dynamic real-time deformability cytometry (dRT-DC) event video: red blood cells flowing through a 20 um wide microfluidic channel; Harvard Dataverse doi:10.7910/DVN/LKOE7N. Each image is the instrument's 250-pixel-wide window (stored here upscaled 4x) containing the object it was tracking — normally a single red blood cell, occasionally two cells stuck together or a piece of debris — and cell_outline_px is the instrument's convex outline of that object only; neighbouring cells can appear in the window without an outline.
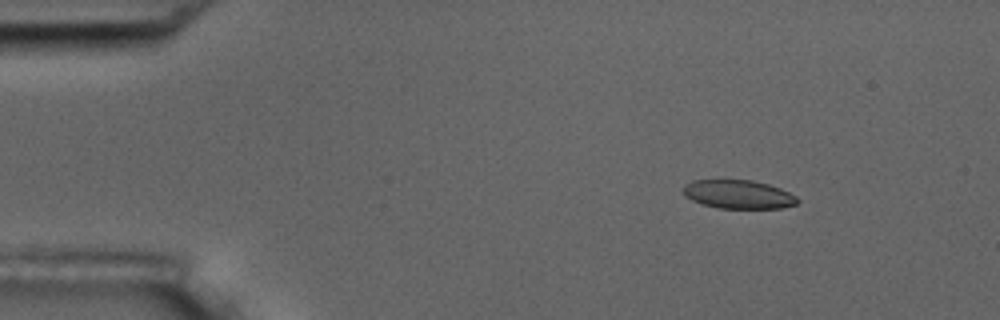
{"species": "common noctule bat (a hibernating species)", "species_latin": "Nyctalus noctula", "temperature_condition": "room temperature", "stored_images_in_passage": 6, "camera_frame_rate_fps": 3000, "um_per_image_px": 0.085, "animal": {"sex": "male", "body_mass_g": 17.5, "forearm_length_mm": 52.3}, "frame": {"image": 1, "passage_image": 2, "time_ms": 1.333, "image_size_px": [1000, 320], "cell_outline_px": [[800, 200], [796, 204], [780, 208], [716, 208], [692, 200], [684, 196], [684, 184], [692, 180], [752, 180], [768, 184], [780, 188], [796, 196]], "centroid_in_image_um": [62.76, 16.51], "position_along_channel_um": 22.2, "area_um2": 19.02}}